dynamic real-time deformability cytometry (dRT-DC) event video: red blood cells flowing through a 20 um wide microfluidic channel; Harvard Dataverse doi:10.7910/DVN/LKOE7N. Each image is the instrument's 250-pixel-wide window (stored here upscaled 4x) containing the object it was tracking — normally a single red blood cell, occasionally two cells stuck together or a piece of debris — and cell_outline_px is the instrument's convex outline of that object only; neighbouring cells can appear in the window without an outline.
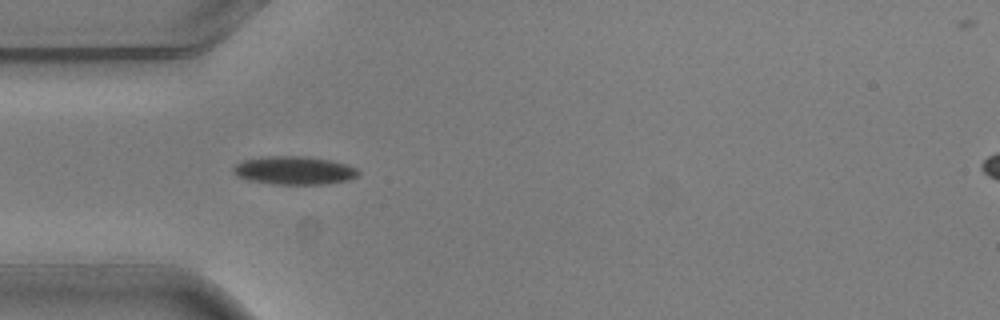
{"species": "common noctule bat (a hibernating species)", "species_latin": "Nyctalus noctula", "temperature_condition": "warm", "stored_images_in_passage": 2, "camera_frame_rate_fps": 3000, "um_per_image_px": 0.085, "animal": {"sex": "male", "body_mass_g": 20.5, "forearm_length_mm": 52.5}, "frame": {"image": 1, "passage_image": 1, "time_ms": 0.0, "image_size_px": [1000, 320], "cell_outline_px": [[360, 172], [356, 176], [348, 180], [324, 184], [272, 184], [248, 180], [240, 176], [232, 168], [236, 164], [244, 160], [268, 156], [304, 156], [332, 160], [348, 164], [356, 168]], "centroid_in_image_um": [25.05, 14.48], "position_along_channel_um": 59.9, "area_um2": 20.46}}